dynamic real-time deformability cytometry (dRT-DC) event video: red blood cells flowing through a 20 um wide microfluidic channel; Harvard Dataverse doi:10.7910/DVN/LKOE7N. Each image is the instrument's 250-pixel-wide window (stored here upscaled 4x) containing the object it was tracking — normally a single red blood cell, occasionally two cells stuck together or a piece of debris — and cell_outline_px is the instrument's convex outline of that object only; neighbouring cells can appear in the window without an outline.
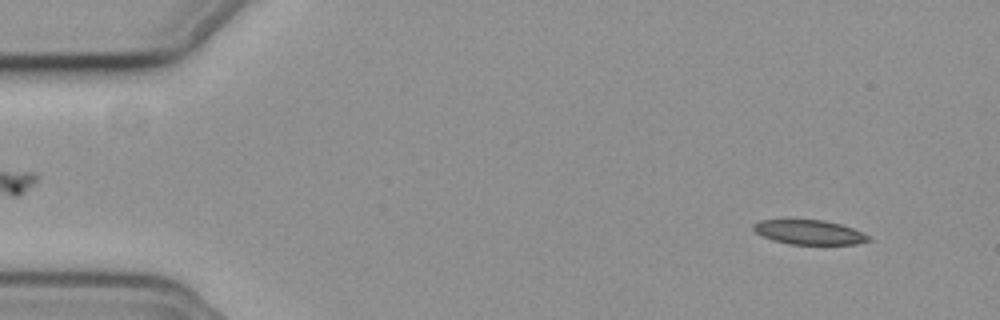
{"species": "common noctule bat (a hibernating species)", "species_latin": "Nyctalus noctula", "temperature_condition": "cold", "stored_images_in_passage": 53, "camera_frame_rate_fps": 3000, "um_per_image_px": 0.085, "animal": {"sex": "female", "body_mass_g": 19.3, "forearm_length_mm": 54.1}, "frame": {"image": 1, "passage_image": 5, "time_ms": 1.333, "image_size_px": [1000, 320], "cell_outline_px": [[872, 240], [856, 244], [788, 244], [772, 240], [756, 232], [752, 228], [752, 224], [760, 220], [824, 220], [840, 224], [852, 228], [868, 236]], "centroid_in_image_um": [68.76, 19.74], "position_along_channel_um": 16.2, "area_um2": 16.24}}
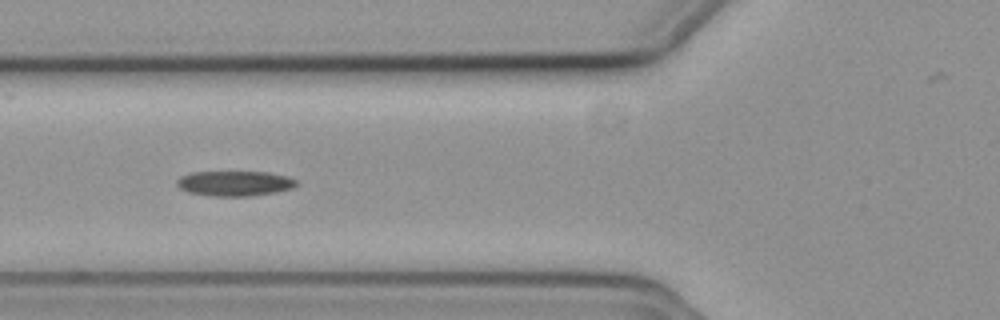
{"frame": {"image": 2, "passage_image": 21, "time_ms": 6.667, "image_size_px": [1000, 320], "cell_outline_px": [[300, 184], [292, 188], [276, 192], [252, 196], [212, 196], [188, 192], [180, 188], [176, 184], [176, 180], [180, 176], [192, 172], [268, 172], [288, 176], [296, 180]], "centroid_in_image_um": [19.97, 15.59], "position_along_channel_um": 105.8, "area_um2": 17.63}}
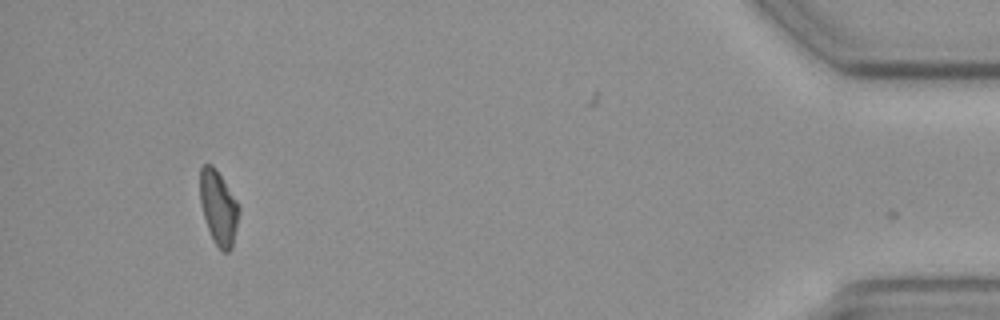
{"frame": {"image": 3, "passage_image": 52, "time_ms": 17.0, "image_size_px": [1000, 320], "cell_outline_px": [[240, 212], [232, 248], [228, 252], [224, 252], [216, 244], [208, 228], [200, 204], [200, 168], [204, 164], [212, 164], [216, 168], [236, 200], [240, 208]], "centroid_in_image_um": [18.58, 17.62], "position_along_channel_um": 416.6, "area_um2": 16.7}, "authors_computed_cell_mechanics": {"area_um2": 17.629, "velocity_mm_per_s": 3.7486, "shape_relaxation_time_tau1_ms": 6.7365, "shape_relaxation_time_tau2_ms": null, "deformation_change_tau1": 0.144, "deformation_change_tau2": null}}